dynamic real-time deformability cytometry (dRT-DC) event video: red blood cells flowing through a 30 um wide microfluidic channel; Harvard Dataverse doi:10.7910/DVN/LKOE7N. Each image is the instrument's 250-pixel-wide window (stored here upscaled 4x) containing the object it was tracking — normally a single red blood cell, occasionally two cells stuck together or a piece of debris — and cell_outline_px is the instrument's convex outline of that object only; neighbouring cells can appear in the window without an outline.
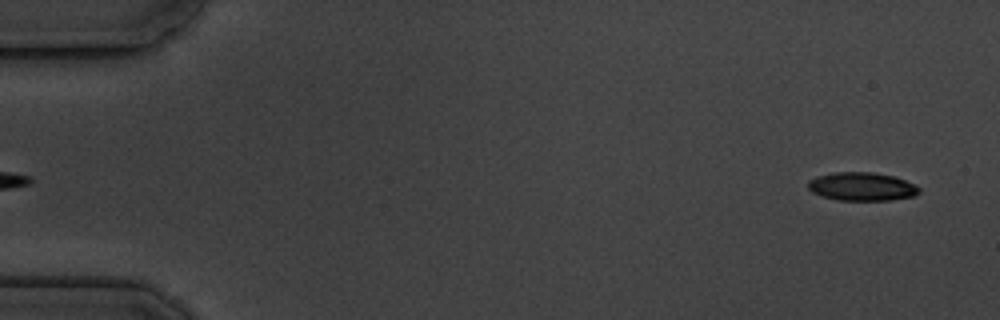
{"species": "common noctule bat (a hibernating species)", "species_latin": "Nyctalus noctula", "temperature_condition": "cold", "stored_images_in_passage": 6, "segment_of_instrument_passage": [2, 2], "camera_frame_rate_fps": 3000, "um_per_image_px": 0.085, "animal": {"sex": "male", "body_mass_g": 19.5, "forearm_length_mm": 54.6}, "frame": {"image": 1, "passage_image": 6, "time_ms": 6.667, "image_size_px": [1000, 320], "cell_outline_px": [[920, 192], [912, 196], [888, 200], [836, 200], [812, 192], [808, 188], [808, 180], [816, 176], [836, 172], [872, 172], [892, 176], [904, 180], [920, 188]], "centroid_in_image_um": [73.22, 15.85], "position_along_channel_um": 11.8, "area_um2": 18.15}}